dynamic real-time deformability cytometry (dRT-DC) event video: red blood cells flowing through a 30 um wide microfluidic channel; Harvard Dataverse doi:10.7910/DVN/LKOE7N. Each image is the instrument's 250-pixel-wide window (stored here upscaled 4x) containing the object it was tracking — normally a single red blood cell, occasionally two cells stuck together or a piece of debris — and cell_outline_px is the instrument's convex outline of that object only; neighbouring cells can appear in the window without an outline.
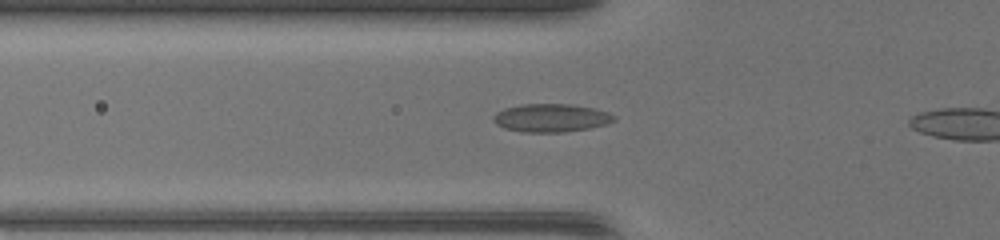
{"species": "common noctule bat (a hibernating species)", "species_latin": "Nyctalus noctula", "temperature_condition": "warm", "stored_images_in_passage": 10, "camera_frame_rate_fps": 3000, "um_per_image_px": 0.085, "animal": {"sex": "female", "body_mass_g": 17.0, "forearm_length_mm": 48.0}, "frame": {"image": 1, "passage_image": 9, "time_ms": 2.667, "image_size_px": [1000, 240], "cell_outline_px": [[616, 120], [608, 124], [588, 128], [564, 132], [524, 132], [504, 128], [496, 124], [492, 120], [492, 116], [496, 112], [504, 108], [524, 104], [572, 104], [592, 108], [608, 112], [616, 116]], "centroid_in_image_um": [46.84, 10.02], "position_along_channel_um": 79.0, "area_um2": 19.88}}